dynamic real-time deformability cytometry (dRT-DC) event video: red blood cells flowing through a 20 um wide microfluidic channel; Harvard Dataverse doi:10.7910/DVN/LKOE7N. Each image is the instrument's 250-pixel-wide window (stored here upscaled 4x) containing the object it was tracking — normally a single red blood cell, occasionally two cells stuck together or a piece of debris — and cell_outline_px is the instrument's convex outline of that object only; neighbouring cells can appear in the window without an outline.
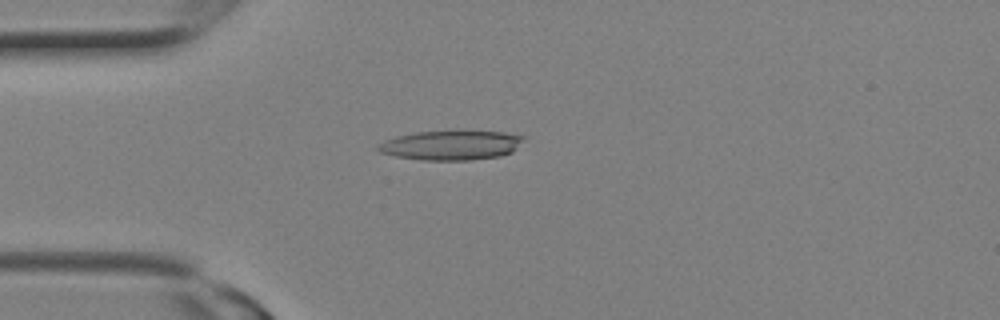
{"species": "Egyptian fruit bat (a non-hibernating species)", "species_latin": "Rousettus aegyptiacus", "temperature_condition": "room temperature", "stored_images_in_passage": 12, "camera_frame_rate_fps": 3000, "um_per_image_px": 0.085, "animal": {"sex": "female"}, "frame": {"image": 1, "passage_image": 7, "time_ms": 2.0, "image_size_px": [1000, 320], "cell_outline_px": [[524, 140], [512, 152], [500, 156], [472, 160], [420, 160], [396, 156], [380, 152], [376, 148], [376, 144], [384, 140], [396, 136], [416, 132], [460, 128], [504, 132], [524, 136]], "centroid_in_image_um": [38.35, 12.3], "position_along_channel_um": 46.7, "area_um2": 26.07}}
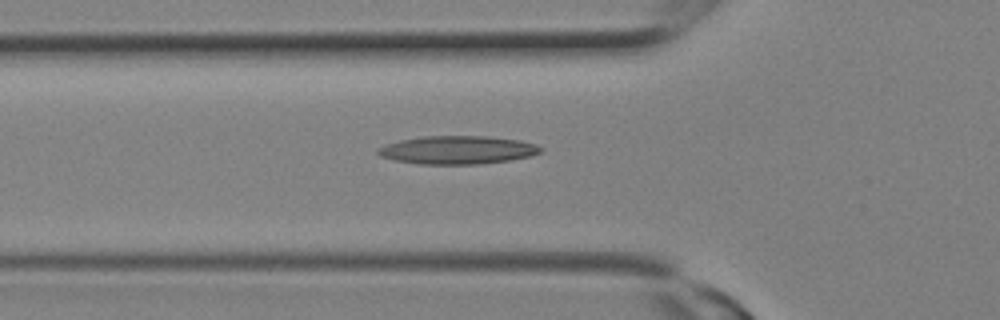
{"frame": {"image": 2, "passage_image": 9, "time_ms": 2.667, "image_size_px": [1000, 320], "cell_outline_px": [[544, 148], [540, 152], [528, 156], [508, 160], [480, 164], [420, 164], [396, 160], [380, 156], [376, 152], [376, 148], [384, 144], [400, 140], [424, 136], [488, 136], [520, 140], [536, 144]], "centroid_in_image_um": [38.86, 12.74], "position_along_channel_um": 86.9, "area_um2": 26.76}}
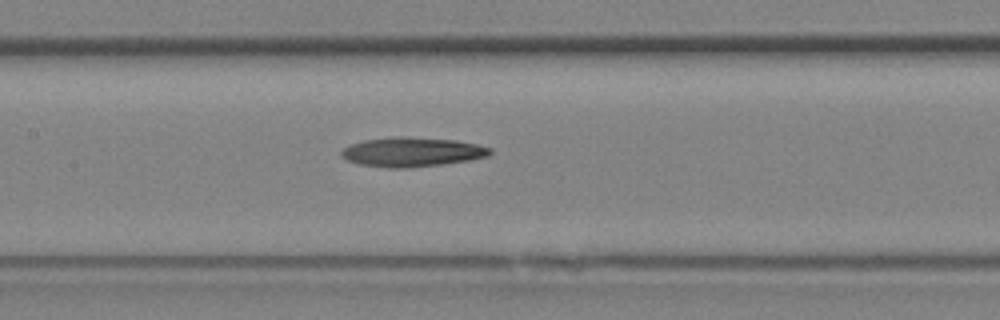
{"frame": {"image": 3, "passage_image": 12, "time_ms": 3.667, "image_size_px": [1000, 320], "cell_outline_px": [[492, 152], [488, 156], [468, 160], [440, 164], [408, 168], [388, 168], [360, 164], [348, 160], [340, 156], [340, 152], [344, 148], [352, 144], [364, 140], [456, 140], [476, 144], [492, 148]], "centroid_in_image_um": [35.04, 12.98], "position_along_channel_um": 172.4, "area_um2": 23.93}}